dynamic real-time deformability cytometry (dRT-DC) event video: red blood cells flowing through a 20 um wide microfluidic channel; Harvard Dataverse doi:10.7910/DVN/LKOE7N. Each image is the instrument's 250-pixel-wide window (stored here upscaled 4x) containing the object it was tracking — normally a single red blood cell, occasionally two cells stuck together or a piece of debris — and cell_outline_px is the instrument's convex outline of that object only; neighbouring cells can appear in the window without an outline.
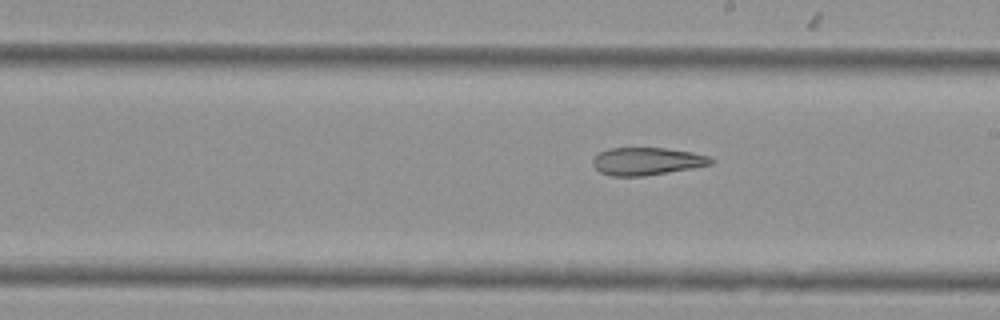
{"species": "Egyptian fruit bat (a non-hibernating species)", "species_latin": "Rousettus aegyptiacus", "temperature_condition": "cold", "stored_images_in_passage": 7, "segment_of_instrument_passage": [2, 2], "camera_frame_rate_fps": 3000, "um_per_image_px": 0.085, "animal": {"sex": "female"}, "frame": {"image": 1, "passage_image": 7, "time_ms": 2.0, "image_size_px": [1000, 320], "cell_outline_px": [[716, 160], [712, 164], [644, 176], [612, 176], [600, 172], [592, 164], [592, 160], [600, 152], [608, 148], [668, 148], [692, 152], [708, 156]], "centroid_in_image_um": [54.98, 13.7], "position_along_channel_um": 234.0, "area_um2": 18.9}}